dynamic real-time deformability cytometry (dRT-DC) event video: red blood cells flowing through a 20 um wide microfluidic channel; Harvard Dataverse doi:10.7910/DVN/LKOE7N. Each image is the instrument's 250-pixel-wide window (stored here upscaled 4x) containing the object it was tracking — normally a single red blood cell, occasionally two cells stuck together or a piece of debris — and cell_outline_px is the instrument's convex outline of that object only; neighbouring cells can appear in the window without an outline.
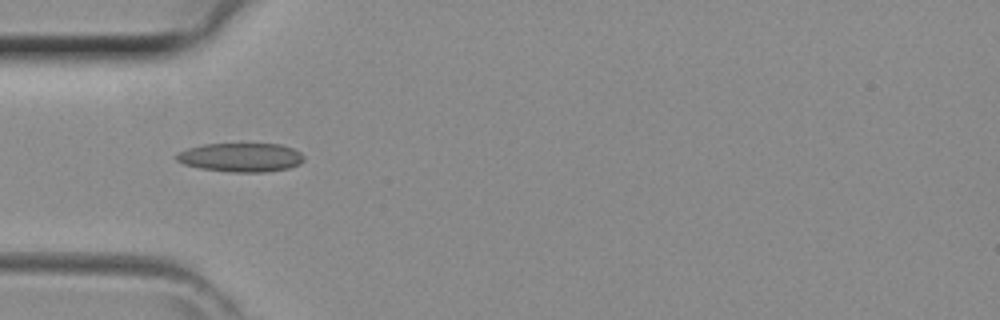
{"species": "common noctule bat (a hibernating species)", "species_latin": "Nyctalus noctula", "temperature_condition": "room temperature", "stored_images_in_passage": 30, "camera_frame_rate_fps": 3000, "um_per_image_px": 0.085, "animal": {"sex": "female", "body_mass_g": 29.2, "forearm_length_mm": 56.3}, "frame": {"image": 1, "passage_image": 1, "time_ms": 0.0, "image_size_px": [1000, 320], "cell_outline_px": [[304, 160], [300, 164], [288, 168], [264, 172], [232, 172], [200, 168], [184, 164], [176, 160], [176, 152], [188, 148], [204, 144], [280, 144], [292, 148], [300, 152], [304, 156]], "centroid_in_image_um": [20.47, 13.37], "position_along_channel_um": 64.5, "area_um2": 21.44}}
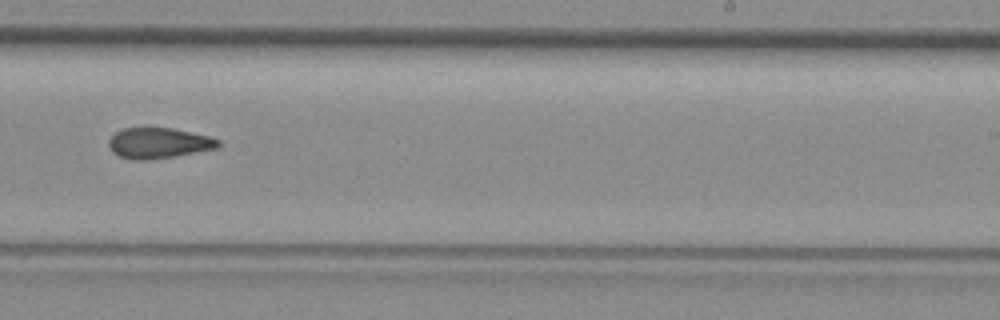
{"frame": {"image": 2, "passage_image": 14, "time_ms": 4.333, "image_size_px": [1000, 320], "cell_outline_px": [[220, 144], [216, 148], [176, 156], [148, 160], [132, 160], [120, 156], [112, 152], [108, 144], [108, 140], [116, 132], [124, 128], [172, 128], [208, 136], [220, 140]], "centroid_in_image_um": [13.46, 12.17], "position_along_channel_um": 275.5, "area_um2": 19.42}}
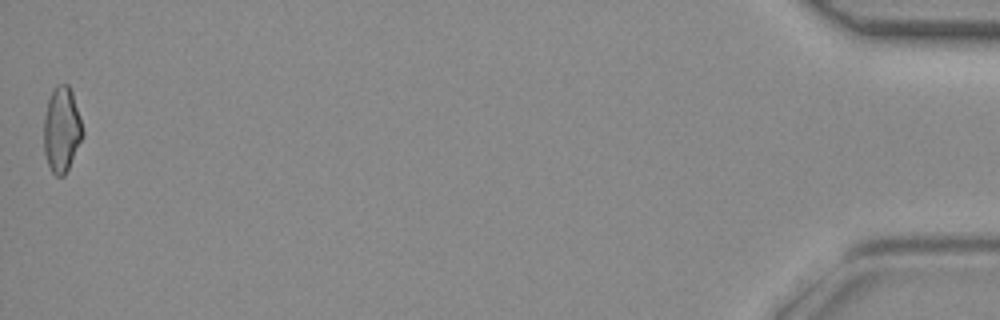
{"frame": {"image": 3, "passage_image": 30, "time_ms": 9.667, "image_size_px": [1000, 320], "cell_outline_px": [[84, 132], [68, 168], [64, 176], [56, 176], [52, 172], [48, 164], [44, 152], [44, 116], [48, 100], [56, 84], [68, 84], [72, 92]], "centroid_in_image_um": [5.23, 11.0], "position_along_channel_um": 430.0, "area_um2": 18.96}}